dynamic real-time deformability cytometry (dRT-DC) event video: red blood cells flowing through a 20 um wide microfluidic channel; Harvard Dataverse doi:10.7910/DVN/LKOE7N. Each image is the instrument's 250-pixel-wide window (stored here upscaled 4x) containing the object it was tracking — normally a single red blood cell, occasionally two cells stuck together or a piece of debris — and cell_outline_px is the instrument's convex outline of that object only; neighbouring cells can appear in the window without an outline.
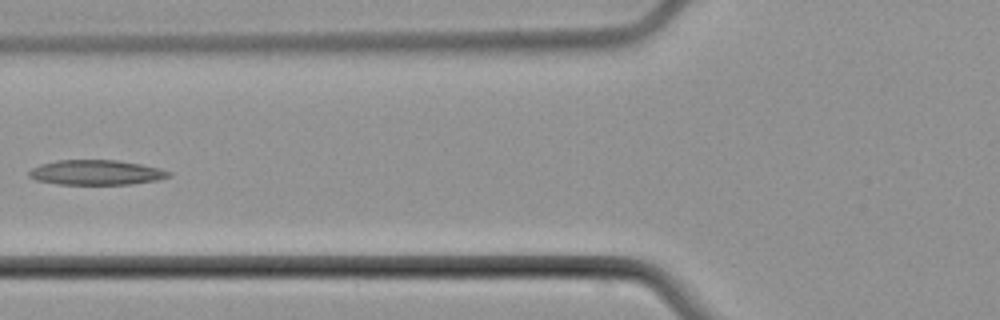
{"species": "common noctule bat (a hibernating species)", "species_latin": "Nyctalus noctula", "temperature_condition": "cold", "stored_images_in_passage": 6, "camera_frame_rate_fps": 3000, "um_per_image_px": 0.085, "animal": {"sex": "male", "body_mass_g": 21.5, "forearm_length_mm": 52.0}, "frame": {"image": 1, "passage_image": 5, "time_ms": 6.333, "image_size_px": [1000, 320], "cell_outline_px": [[172, 176], [156, 180], [132, 184], [56, 184], [36, 180], [28, 176], [28, 172], [32, 168], [40, 164], [56, 160], [116, 160], [140, 164], [160, 168], [172, 172]], "centroid_in_image_um": [8.17, 14.66], "position_along_channel_um": 117.6, "area_um2": 20.35}}
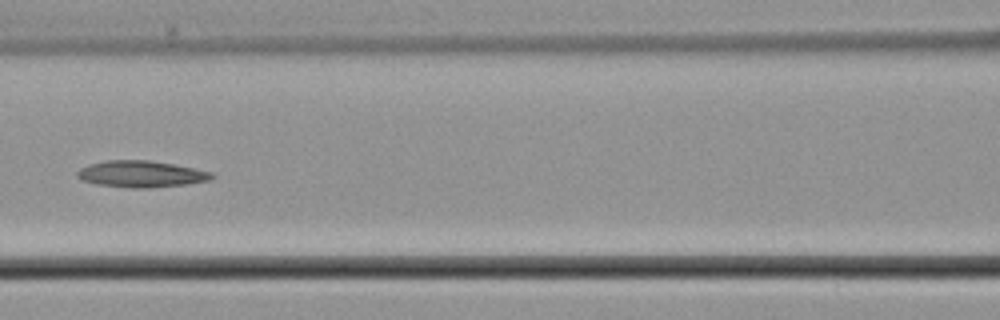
{"frame": {"image": 2, "passage_image": 6, "time_ms": 7.333, "image_size_px": [1000, 320], "cell_outline_px": [[216, 176], [212, 180], [188, 184], [148, 188], [132, 188], [96, 184], [84, 180], [76, 176], [76, 172], [80, 168], [88, 164], [108, 160], [148, 160], [172, 164], [212, 172]], "centroid_in_image_um": [12.01, 14.79], "position_along_channel_um": 154.6, "area_um2": 20.81}}